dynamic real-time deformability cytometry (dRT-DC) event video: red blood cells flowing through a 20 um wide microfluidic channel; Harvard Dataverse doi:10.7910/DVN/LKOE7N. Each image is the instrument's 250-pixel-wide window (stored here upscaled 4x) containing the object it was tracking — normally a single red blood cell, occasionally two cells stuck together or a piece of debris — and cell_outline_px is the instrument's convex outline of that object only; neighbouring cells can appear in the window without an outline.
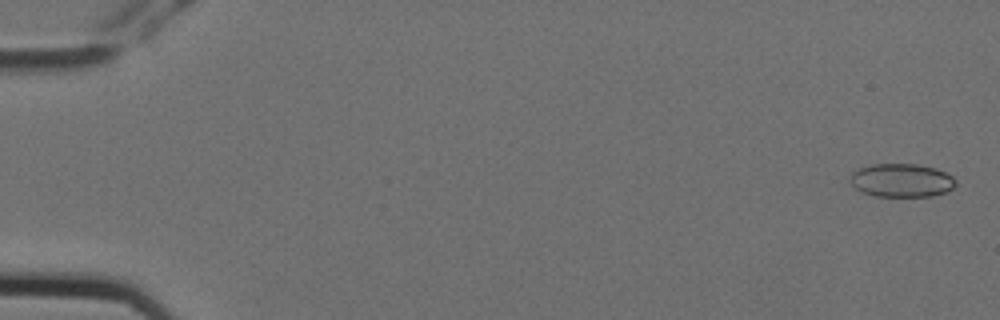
{"species": "Egyptian fruit bat (a non-hibernating species)", "species_latin": "Rousettus aegyptiacus", "temperature_condition": "cold", "stored_images_in_passage": 7, "camera_frame_rate_fps": 3000, "um_per_image_px": 0.085, "animal": {"sex": "female"}, "frame": {"image": 1, "passage_image": 1, "time_ms": 0.0, "image_size_px": [1000, 320], "cell_outline_px": [[956, 184], [948, 192], [932, 196], [876, 196], [860, 192], [852, 184], [852, 172], [860, 168], [872, 164], [916, 164], [936, 168], [952, 176], [956, 180]], "centroid_in_image_um": [76.67, 15.33], "position_along_channel_um": 8.3, "area_um2": 20.52}}
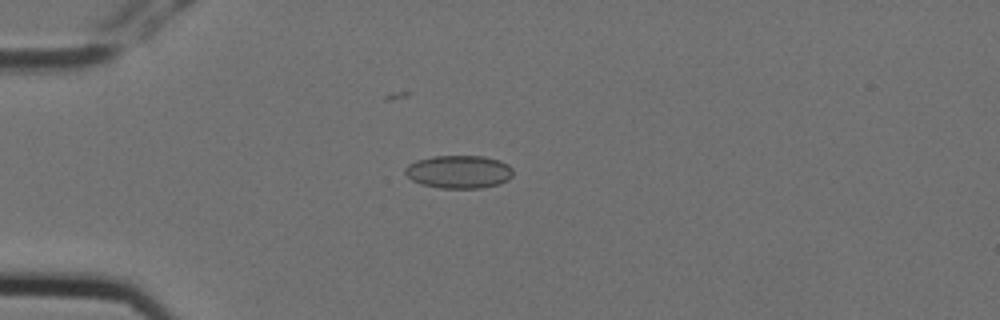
{"frame": {"image": 2, "passage_image": 5, "time_ms": 1.333, "image_size_px": [1000, 320], "cell_outline_px": [[512, 176], [508, 180], [500, 184], [480, 188], [440, 188], [420, 184], [412, 180], [404, 172], [404, 168], [408, 164], [416, 160], [432, 156], [484, 156], [500, 160], [508, 164], [512, 168]], "centroid_in_image_um": [39.0, 14.6], "position_along_channel_um": 46.0, "area_um2": 20.98}}
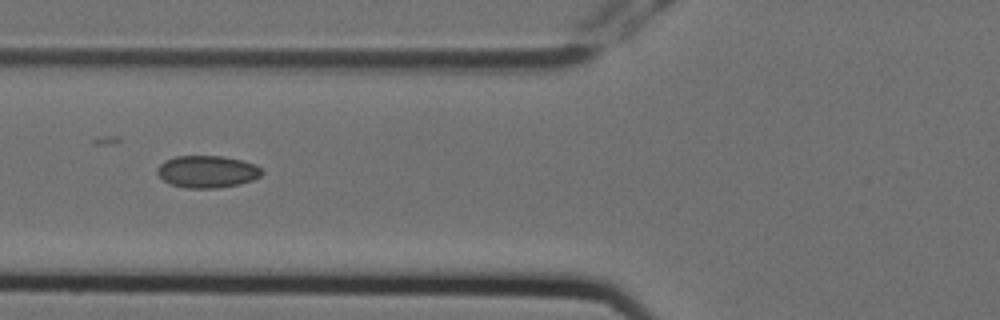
{"frame": {"image": 3, "passage_image": 7, "time_ms": 2.0, "image_size_px": [1000, 320], "cell_outline_px": [[264, 172], [260, 176], [252, 180], [240, 184], [216, 188], [184, 188], [172, 184], [164, 180], [156, 172], [156, 168], [164, 160], [176, 156], [220, 156], [240, 160], [252, 164], [260, 168]], "centroid_in_image_um": [17.58, 14.59], "position_along_channel_um": 108.2, "area_um2": 19.48}}